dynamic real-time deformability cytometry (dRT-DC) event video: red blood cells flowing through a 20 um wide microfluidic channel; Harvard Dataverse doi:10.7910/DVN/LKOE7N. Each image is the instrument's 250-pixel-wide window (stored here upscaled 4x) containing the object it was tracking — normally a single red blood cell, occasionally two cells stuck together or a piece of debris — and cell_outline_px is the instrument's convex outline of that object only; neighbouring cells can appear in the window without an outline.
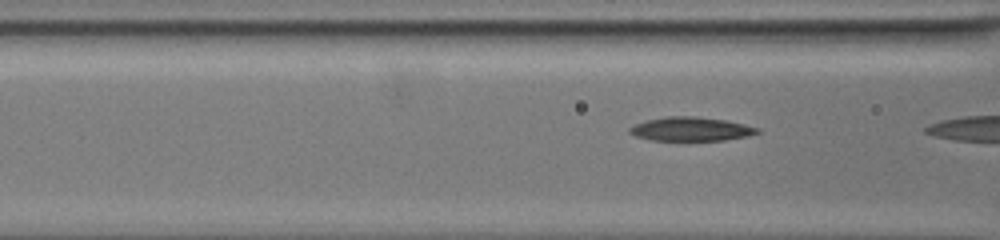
{"species": "common noctule bat (a hibernating species)", "species_latin": "Nyctalus noctula", "temperature_condition": "warm", "stored_images_in_passage": 33, "camera_frame_rate_fps": 3000, "um_per_image_px": 0.085, "animal": {"sex": "female", "body_mass_g": 19.5, "forearm_length_mm": 54.1}, "frame": {"image": 1, "passage_image": 32, "time_ms": 10.333, "image_size_px": [1000, 240], "cell_outline_px": [[760, 132], [744, 136], [724, 140], [652, 140], [636, 136], [628, 132], [628, 128], [636, 124], [648, 120], [664, 116], [696, 116], [724, 120], [744, 124], [760, 128]], "centroid_in_image_um": [58.71, 10.96], "position_along_channel_um": 107.9, "area_um2": 17.57}}